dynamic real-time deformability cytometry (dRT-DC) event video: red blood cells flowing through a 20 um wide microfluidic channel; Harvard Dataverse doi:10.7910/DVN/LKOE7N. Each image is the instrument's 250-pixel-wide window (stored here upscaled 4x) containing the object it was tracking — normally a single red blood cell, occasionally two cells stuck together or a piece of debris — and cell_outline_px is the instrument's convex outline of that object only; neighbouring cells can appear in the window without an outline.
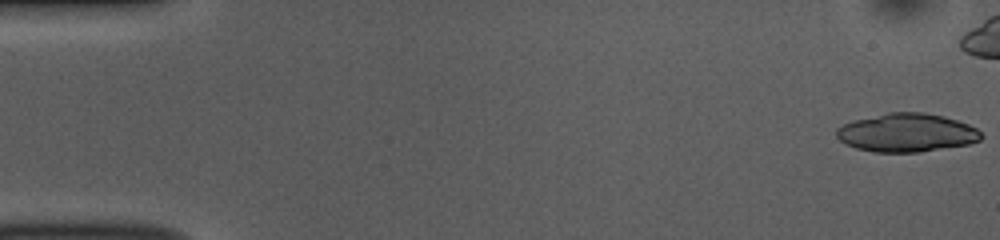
{"species": "common noctule bat (a hibernating species)", "species_latin": "Nyctalus noctula", "temperature_condition": "room temperature", "stored_images_in_passage": 20, "camera_frame_rate_fps": 3000, "um_per_image_px": 0.085, "animal": {"sex": "female", "body_mass_g": 10.0, "forearm_length_mm": 53.1}, "frame": {"image": 1, "passage_image": 1, "time_ms": 0.0, "image_size_px": [1000, 240], "cell_outline_px": [[984, 136], [980, 140], [968, 144], [920, 152], [872, 152], [856, 148], [840, 140], [836, 136], [836, 128], [844, 124], [856, 120], [888, 112], [924, 112], [944, 116], [968, 124], [976, 128]], "centroid_in_image_um": [77.08, 11.28], "position_along_channel_um": 7.9, "area_um2": 32.31}}